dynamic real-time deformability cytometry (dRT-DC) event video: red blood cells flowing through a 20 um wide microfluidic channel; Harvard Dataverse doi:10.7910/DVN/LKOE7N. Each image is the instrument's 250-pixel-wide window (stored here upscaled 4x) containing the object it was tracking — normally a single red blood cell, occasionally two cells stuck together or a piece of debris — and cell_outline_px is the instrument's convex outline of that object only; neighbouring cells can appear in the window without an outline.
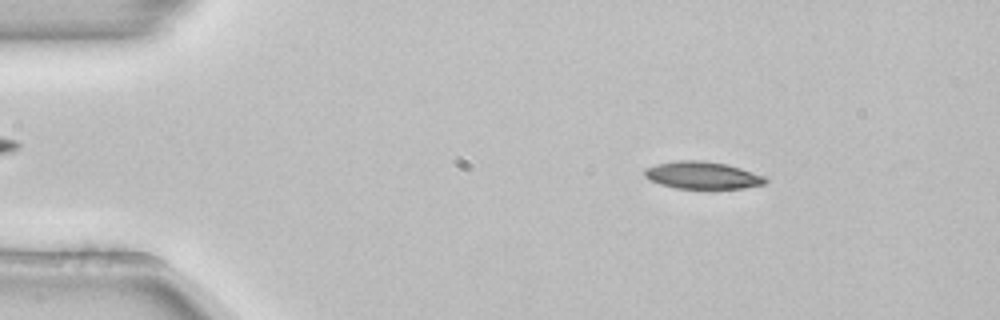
{"species": "common noctule bat (a hibernating species)", "species_latin": "Nyctalus noctula", "temperature_condition": "room temperature", "stored_images_in_passage": 52, "camera_frame_rate_fps": 3000, "um_per_image_px": 0.085, "animal": {"sex": "female", "body_mass_g": 22.7, "forearm_length_mm": 54.2}, "frame": {"image": 1, "passage_image": 7, "time_ms": 2.0, "image_size_px": [1000, 320], "cell_outline_px": [[768, 180], [764, 184], [744, 188], [676, 188], [660, 184], [648, 180], [644, 176], [644, 168], [656, 164], [676, 160], [700, 160], [728, 164], [764, 176]], "centroid_in_image_um": [59.66, 14.89], "position_along_channel_um": 25.3, "area_um2": 19.25}}
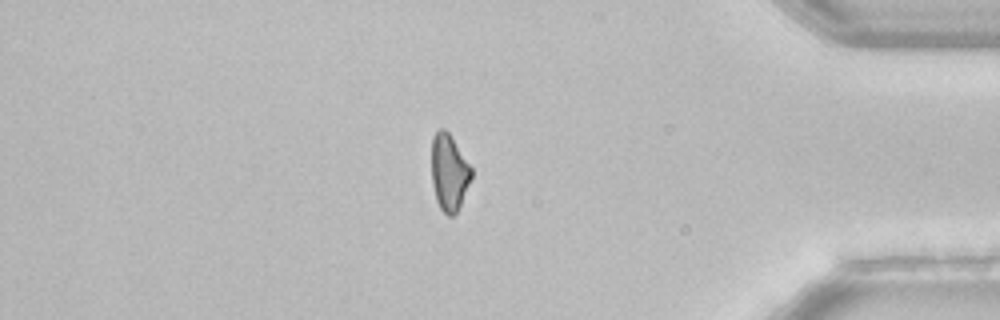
{"frame": {"image": 2, "passage_image": 44, "time_ms": 14.333, "image_size_px": [1000, 320], "cell_outline_px": [[472, 176], [460, 204], [456, 212], [452, 216], [448, 216], [440, 208], [436, 200], [432, 184], [432, 136], [440, 128], [444, 128], [448, 132], [472, 168]], "centroid_in_image_um": [38.16, 14.65], "position_along_channel_um": 397.0, "area_um2": 17.51}}
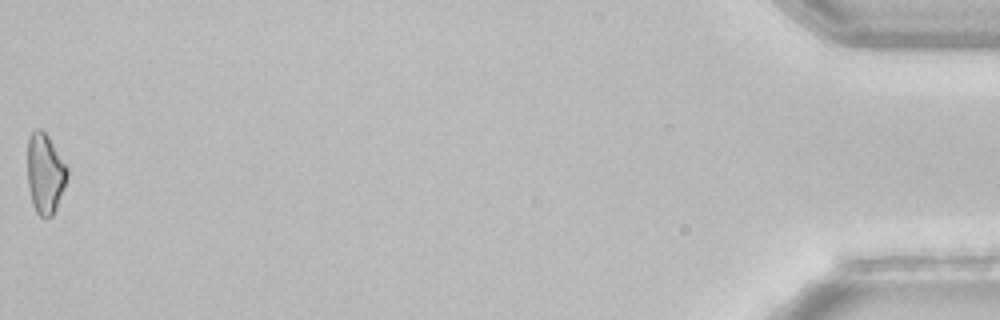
{"frame": {"image": 3, "passage_image": 52, "time_ms": 17.0, "image_size_px": [1000, 320], "cell_outline_px": [[68, 176], [56, 208], [52, 216], [40, 216], [36, 212], [32, 204], [28, 184], [28, 136], [36, 128], [40, 128], [48, 136], [68, 168]], "centroid_in_image_um": [3.83, 14.73], "position_along_channel_um": 431.4, "area_um2": 18.38}, "authors_computed_cell_mechanics": {"area_um2": 19.3052, "velocity_mm_per_s": 3.8785, "shape_relaxation_time_tau1_ms": 10.3308, "shape_relaxation_time_tau2_ms": null, "deformation_change_tau1": 0.1966, "deformation_change_tau2": null}}